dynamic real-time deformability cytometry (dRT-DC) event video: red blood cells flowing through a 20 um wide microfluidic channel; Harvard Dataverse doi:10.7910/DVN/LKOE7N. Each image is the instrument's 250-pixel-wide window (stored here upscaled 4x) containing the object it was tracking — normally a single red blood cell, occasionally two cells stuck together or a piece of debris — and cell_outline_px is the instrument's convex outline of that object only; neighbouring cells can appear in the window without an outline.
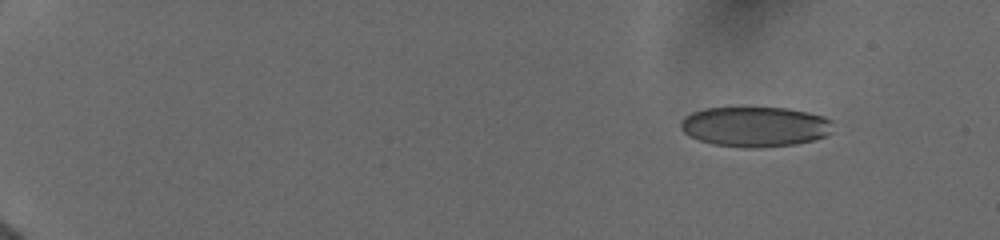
{"species": "human", "species_latin": "Homo sapiens", "temperature_condition": "cold", "stored_images_in_passage": 31, "camera_frame_rate_fps": 3000, "um_per_image_px": 0.085, "donor": {"sex": "female"}, "frame": {"image": 1, "passage_image": 1, "time_ms": 0.0, "image_size_px": [1000, 240], "cell_outline_px": [[832, 120], [828, 132], [824, 136], [812, 140], [792, 144], [716, 144], [700, 140], [684, 132], [680, 128], [680, 120], [684, 116], [692, 112], [704, 108], [744, 104], [788, 108], [808, 112], [824, 116]], "centroid_in_image_um": [64.12, 10.64], "position_along_channel_um": 20.9, "area_um2": 35.2}}
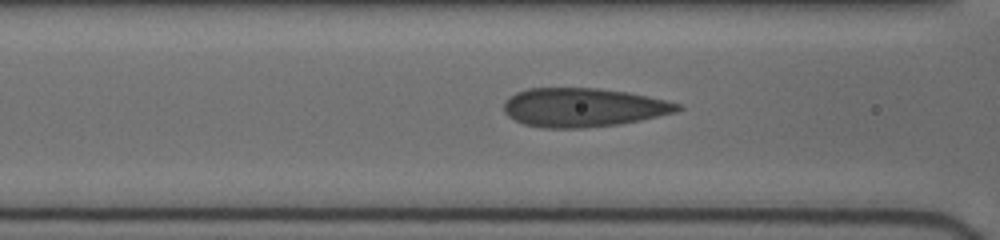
{"frame": {"image": 2, "passage_image": 18, "time_ms": 6.333, "image_size_px": [1000, 240], "cell_outline_px": [[684, 108], [676, 112], [640, 120], [620, 124], [584, 128], [544, 128], [524, 124], [508, 116], [504, 112], [504, 104], [516, 92], [528, 88], [600, 88], [628, 92], [664, 100], [680, 104]], "centroid_in_image_um": [49.58, 9.13], "position_along_channel_um": 117.0, "area_um2": 39.19}}
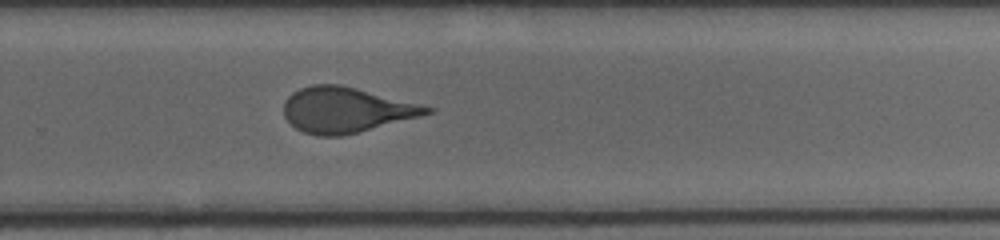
{"frame": {"image": 3, "passage_image": 31, "time_ms": 11.0, "image_size_px": [1000, 240], "cell_outline_px": [[436, 108], [432, 112], [420, 116], [340, 136], [316, 136], [304, 132], [296, 128], [284, 116], [284, 100], [292, 92], [300, 88], [312, 84], [340, 84]], "centroid_in_image_um": [29.37, 9.33], "position_along_channel_um": 300.4, "area_um2": 37.4}}